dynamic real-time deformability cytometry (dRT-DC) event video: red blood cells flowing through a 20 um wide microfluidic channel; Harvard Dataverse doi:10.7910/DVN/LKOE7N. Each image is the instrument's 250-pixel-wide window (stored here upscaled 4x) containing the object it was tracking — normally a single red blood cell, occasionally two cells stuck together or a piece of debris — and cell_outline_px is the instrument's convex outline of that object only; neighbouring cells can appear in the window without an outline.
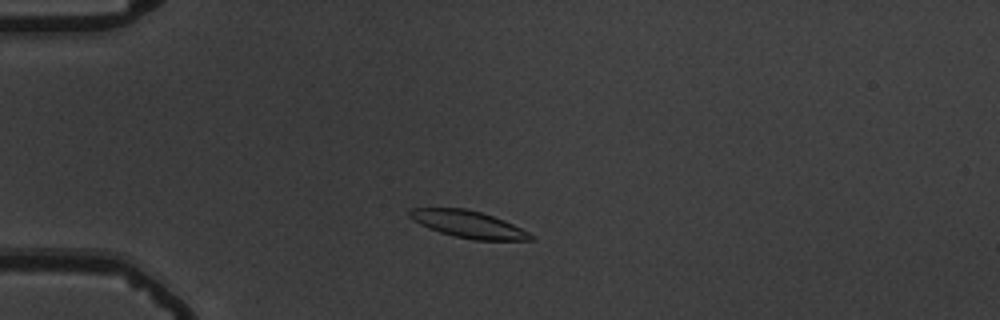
{"species": "common noctule bat (a hibernating species)", "species_latin": "Nyctalus noctula", "temperature_condition": "warm", "stored_images_in_passage": 50, "camera_frame_rate_fps": 3000, "um_per_image_px": 0.085, "animal": {"sex": "male", "body_mass_g": 19.5, "forearm_length_mm": 54.6}, "frame": {"image": 1, "passage_image": 9, "time_ms": 2.667, "image_size_px": [1000, 320], "cell_outline_px": [[536, 240], [472, 240], [440, 232], [428, 228], [412, 220], [408, 216], [408, 208], [464, 208], [480, 212], [504, 220], [536, 236]], "centroid_in_image_um": [39.79, 19.06], "position_along_channel_um": 45.2, "area_um2": 19.07}}
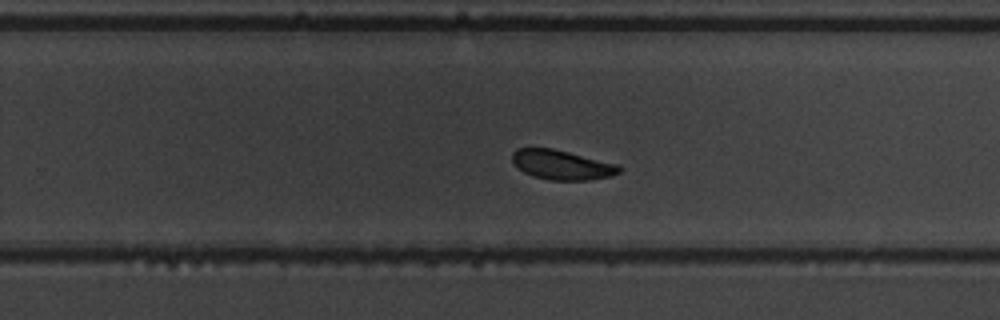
{"frame": {"image": 2, "passage_image": 31, "time_ms": 10.0, "image_size_px": [1000, 320], "cell_outline_px": [[624, 168], [620, 172], [612, 176], [588, 180], [552, 180], [532, 176], [524, 172], [512, 160], [512, 152], [516, 148], [552, 148], [620, 164]], "centroid_in_image_um": [47.82, 14.01], "position_along_channel_um": 282.0, "area_um2": 18.55}}
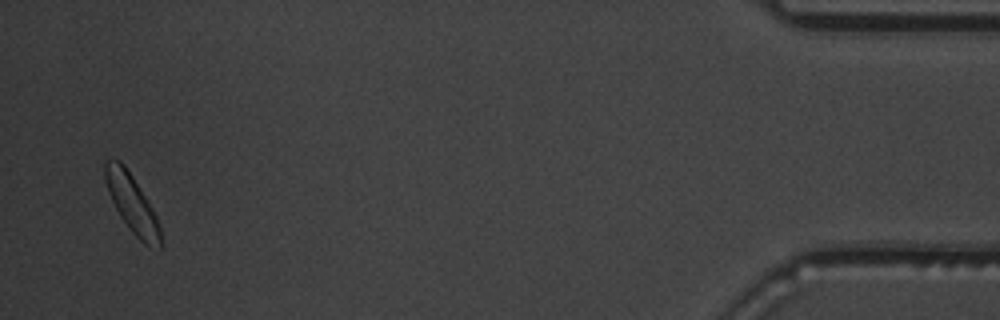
{"frame": {"image": 3, "passage_image": 49, "time_ms": 16.0, "image_size_px": [1000, 320], "cell_outline_px": [[160, 248], [144, 244], [132, 232], [120, 216], [108, 192], [104, 180], [104, 160], [120, 160], [124, 164], [132, 176], [152, 208], [156, 216], [160, 228]], "centroid_in_image_um": [11.18, 17.27], "position_along_channel_um": 424.0, "area_um2": 18.26}, "authors_computed_cell_mechanics": {"area_um2": 18.8717, "velocity_mm_per_s": 3.6128, "shape_relaxation_time_tau1_ms": 3.1195, "shape_relaxation_time_tau2_ms": 3.3004, "deformation_change_tau1": 0.1121, "deformation_change_tau2": 0.092}}